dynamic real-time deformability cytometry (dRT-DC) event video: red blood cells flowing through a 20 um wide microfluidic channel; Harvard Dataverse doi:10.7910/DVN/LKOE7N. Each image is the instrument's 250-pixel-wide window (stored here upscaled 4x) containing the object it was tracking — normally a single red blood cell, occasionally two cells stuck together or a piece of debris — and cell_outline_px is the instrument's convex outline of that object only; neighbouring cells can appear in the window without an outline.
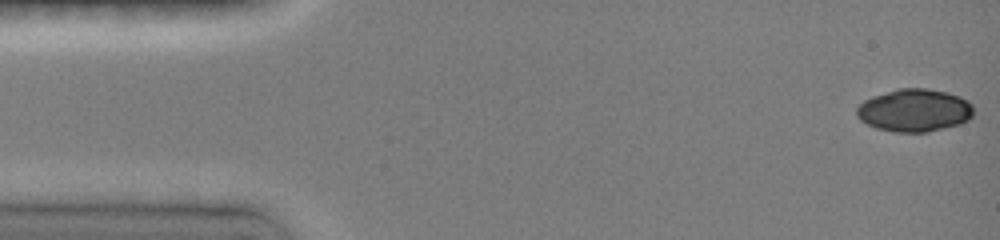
{"species": "common noctule bat (a hibernating species)", "species_latin": "Nyctalus noctula", "temperature_condition": "room temperature", "stored_images_in_passage": 15, "camera_frame_rate_fps": 3000, "um_per_image_px": 0.085, "animal": {"sex": "female", "body_mass_g": 19.0, "forearm_length_mm": 51.5}, "frame": {"image": 1, "passage_image": 1, "time_ms": 0.0, "image_size_px": [1000, 240], "cell_outline_px": [[972, 116], [968, 120], [960, 124], [928, 132], [892, 132], [876, 128], [860, 120], [856, 116], [856, 108], [864, 100], [872, 96], [896, 88], [928, 88], [948, 92], [960, 96], [968, 100], [972, 104]], "centroid_in_image_um": [77.72, 9.37], "position_along_channel_um": 7.3, "area_um2": 29.42}}
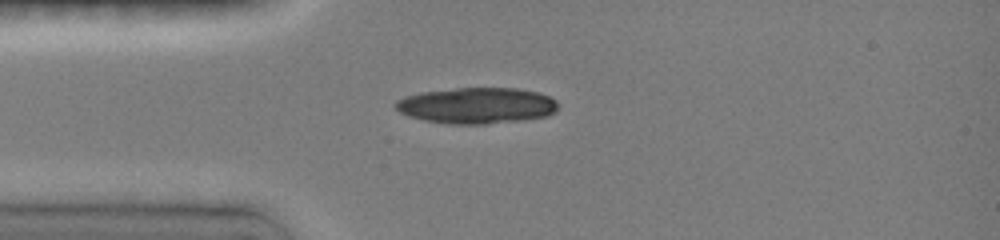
{"frame": {"image": 2, "passage_image": 10, "time_ms": 3.667, "image_size_px": [1000, 240], "cell_outline_px": [[556, 112], [548, 116], [524, 120], [484, 124], [448, 124], [424, 120], [408, 116], [400, 112], [392, 104], [396, 100], [404, 96], [420, 92], [456, 88], [516, 88], [536, 92], [548, 96], [556, 100]], "centroid_in_image_um": [40.49, 8.97], "position_along_channel_um": 44.5, "area_um2": 34.33}}